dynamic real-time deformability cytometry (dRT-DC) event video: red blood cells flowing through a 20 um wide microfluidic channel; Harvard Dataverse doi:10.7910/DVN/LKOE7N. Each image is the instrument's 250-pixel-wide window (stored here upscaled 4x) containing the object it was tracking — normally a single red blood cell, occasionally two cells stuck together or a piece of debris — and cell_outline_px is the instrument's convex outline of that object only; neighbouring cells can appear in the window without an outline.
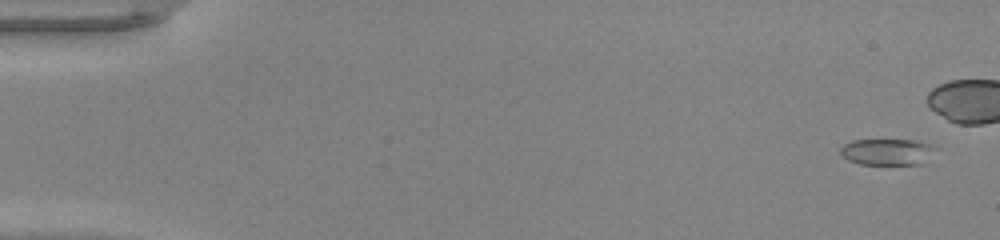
{"species": "common noctule bat (a hibernating species)", "species_latin": "Nyctalus noctula", "temperature_condition": "warm", "stored_images_in_passage": 39, "camera_frame_rate_fps": 3000, "um_per_image_px": 0.085, "animal": {"sex": "male", "body_mass_g": 20.0, "forearm_length_mm": 53.3}, "frame": {"image": 1, "passage_image": 2, "time_ms": 0.333, "image_size_px": [1000, 240], "cell_outline_px": [[940, 148], [928, 164], [860, 164], [848, 160], [840, 152], [840, 148], [844, 144], [852, 140], [916, 140]], "centroid_in_image_um": [75.54, 12.92], "position_along_channel_um": 9.5, "area_um2": 15.03}}
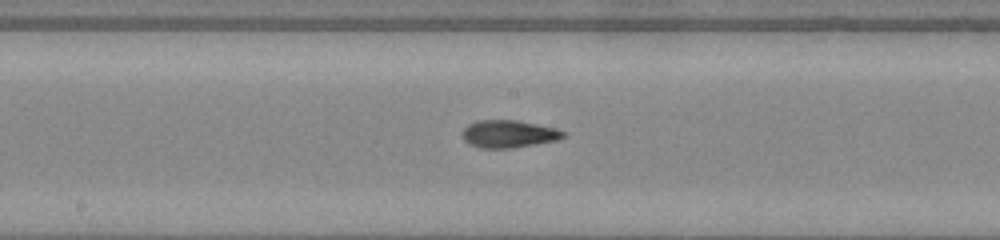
{"frame": {"image": 2, "passage_image": 26, "time_ms": 8.333, "image_size_px": [1000, 240], "cell_outline_px": [[568, 136], [556, 140], [536, 144], [512, 148], [480, 148], [468, 144], [464, 140], [464, 128], [468, 124], [476, 120], [520, 120], [556, 128], [568, 132]], "centroid_in_image_um": [43.29, 11.38], "position_along_channel_um": 204.9, "area_um2": 16.42}}
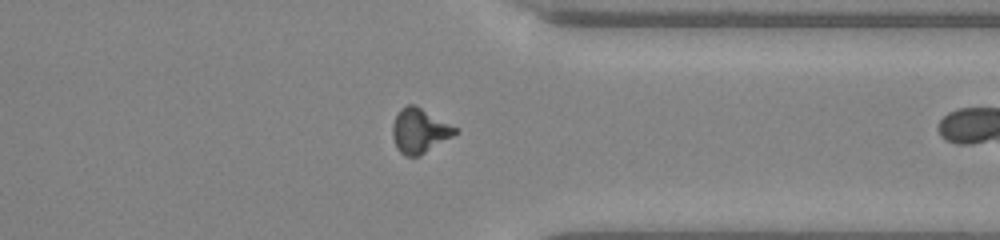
{"frame": {"image": 3, "passage_image": 38, "time_ms": 12.333, "image_size_px": [1000, 240], "cell_outline_px": [[460, 132], [420, 156], [404, 156], [396, 148], [392, 136], [392, 124], [400, 108], [408, 104], [416, 104], [460, 128]], "centroid_in_image_um": [35.69, 11.1], "position_along_channel_um": 375.7, "area_um2": 16.82}}